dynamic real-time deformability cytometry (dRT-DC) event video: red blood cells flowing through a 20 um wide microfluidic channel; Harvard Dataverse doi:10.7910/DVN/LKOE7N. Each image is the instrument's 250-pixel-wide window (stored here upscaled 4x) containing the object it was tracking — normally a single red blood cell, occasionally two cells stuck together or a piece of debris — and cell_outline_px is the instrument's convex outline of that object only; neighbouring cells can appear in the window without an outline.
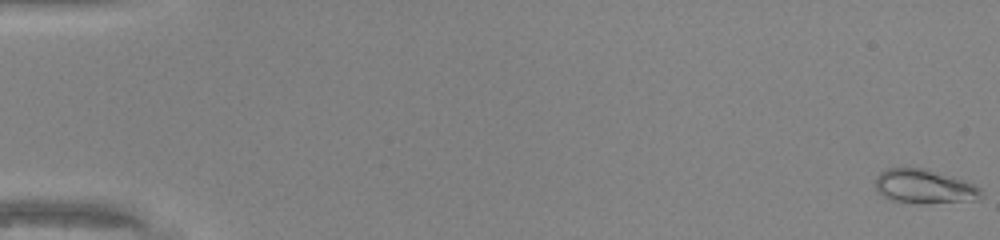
{"species": "common noctule bat (a hibernating species)", "species_latin": "Nyctalus noctula", "temperature_condition": "warm", "stored_images_in_passage": 49, "camera_frame_rate_fps": 3000, "um_per_image_px": 0.085, "animal": {"sex": "male", "body_mass_g": 20.0, "forearm_length_mm": 53.3}, "frame": {"image": 1, "passage_image": 1, "time_ms": 0.0, "image_size_px": [1000, 240], "cell_outline_px": [[984, 196], [976, 200], [920, 204], [888, 200], [880, 196], [876, 188], [876, 176], [880, 172], [888, 168], [924, 168], [952, 176], [972, 184], [980, 188]], "centroid_in_image_um": [78.54, 15.87], "position_along_channel_um": 6.5, "area_um2": 21.21}}
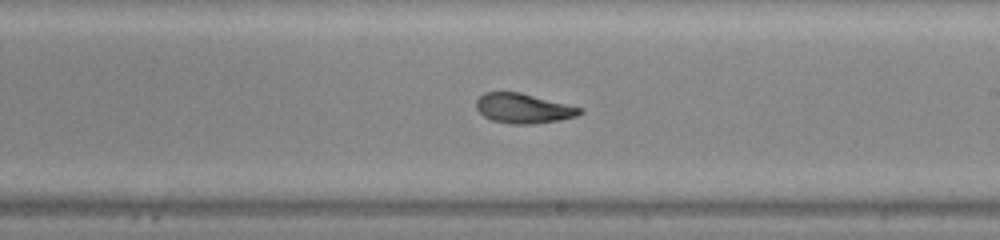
{"frame": {"image": 2, "passage_image": 30, "time_ms": 9.667, "image_size_px": [1000, 240], "cell_outline_px": [[584, 112], [576, 116], [560, 120], [532, 124], [512, 124], [492, 120], [484, 116], [476, 108], [476, 100], [484, 92], [520, 92], [584, 108]], "centroid_in_image_um": [44.51, 9.21], "position_along_channel_um": 244.5, "area_um2": 18.03}}
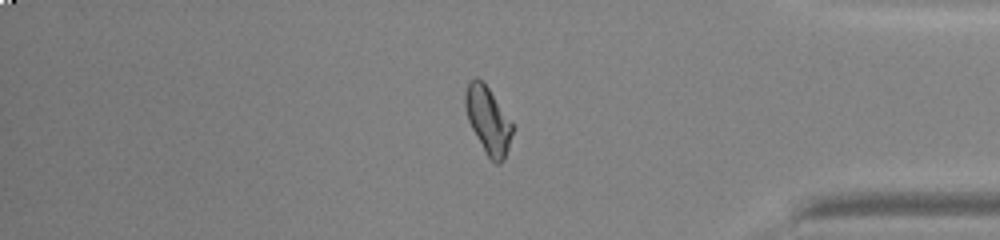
{"frame": {"image": 3, "passage_image": 42, "time_ms": 13.667, "image_size_px": [1000, 240], "cell_outline_px": [[512, 132], [508, 148], [504, 160], [500, 164], [496, 164], [488, 156], [472, 128], [468, 120], [464, 104], [464, 96], [468, 80], [476, 76], [488, 88], [512, 124]], "centroid_in_image_um": [41.45, 10.2], "position_along_channel_um": 393.8, "area_um2": 17.86}, "authors_computed_cell_mechanics": {"area_um2": 18.7272, "velocity_mm_per_s": 4.2963, "shape_relaxation_time_tau1_ms": 6.2355, "shape_relaxation_time_tau2_ms": 1.656, "deformation_change_tau1": 0.1755, "deformation_change_tau2": 0.0729}}